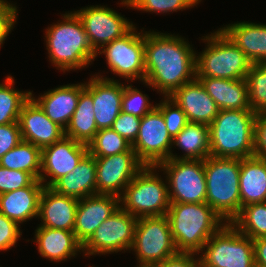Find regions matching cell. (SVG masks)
<instances>
[{
    "mask_svg": "<svg viewBox=\"0 0 266 267\" xmlns=\"http://www.w3.org/2000/svg\"><path fill=\"white\" fill-rule=\"evenodd\" d=\"M183 37L145 31L143 84L169 97L176 89L196 78V52Z\"/></svg>",
    "mask_w": 266,
    "mask_h": 267,
    "instance_id": "obj_1",
    "label": "cell"
},
{
    "mask_svg": "<svg viewBox=\"0 0 266 267\" xmlns=\"http://www.w3.org/2000/svg\"><path fill=\"white\" fill-rule=\"evenodd\" d=\"M62 17L61 22L48 26L45 31L49 60L63 72L88 67L97 52L92 48L81 20L74 11L65 12Z\"/></svg>",
    "mask_w": 266,
    "mask_h": 267,
    "instance_id": "obj_2",
    "label": "cell"
},
{
    "mask_svg": "<svg viewBox=\"0 0 266 267\" xmlns=\"http://www.w3.org/2000/svg\"><path fill=\"white\" fill-rule=\"evenodd\" d=\"M166 216L178 252L202 251L205 243L225 222L206 203H170Z\"/></svg>",
    "mask_w": 266,
    "mask_h": 267,
    "instance_id": "obj_3",
    "label": "cell"
},
{
    "mask_svg": "<svg viewBox=\"0 0 266 267\" xmlns=\"http://www.w3.org/2000/svg\"><path fill=\"white\" fill-rule=\"evenodd\" d=\"M256 112L219 110L209 125L210 155L243 159L254 156Z\"/></svg>",
    "mask_w": 266,
    "mask_h": 267,
    "instance_id": "obj_4",
    "label": "cell"
},
{
    "mask_svg": "<svg viewBox=\"0 0 266 267\" xmlns=\"http://www.w3.org/2000/svg\"><path fill=\"white\" fill-rule=\"evenodd\" d=\"M241 159L209 156L204 160L206 203L226 223H231L241 211Z\"/></svg>",
    "mask_w": 266,
    "mask_h": 267,
    "instance_id": "obj_5",
    "label": "cell"
},
{
    "mask_svg": "<svg viewBox=\"0 0 266 267\" xmlns=\"http://www.w3.org/2000/svg\"><path fill=\"white\" fill-rule=\"evenodd\" d=\"M207 42L202 53H196V77L245 79L252 62L220 29L203 36Z\"/></svg>",
    "mask_w": 266,
    "mask_h": 267,
    "instance_id": "obj_6",
    "label": "cell"
},
{
    "mask_svg": "<svg viewBox=\"0 0 266 267\" xmlns=\"http://www.w3.org/2000/svg\"><path fill=\"white\" fill-rule=\"evenodd\" d=\"M156 169V166H145L120 196V207L136 218L163 216L168 212L167 180L163 181Z\"/></svg>",
    "mask_w": 266,
    "mask_h": 267,
    "instance_id": "obj_7",
    "label": "cell"
},
{
    "mask_svg": "<svg viewBox=\"0 0 266 267\" xmlns=\"http://www.w3.org/2000/svg\"><path fill=\"white\" fill-rule=\"evenodd\" d=\"M200 254L202 267H255L253 240L232 223H225L205 243Z\"/></svg>",
    "mask_w": 266,
    "mask_h": 267,
    "instance_id": "obj_8",
    "label": "cell"
},
{
    "mask_svg": "<svg viewBox=\"0 0 266 267\" xmlns=\"http://www.w3.org/2000/svg\"><path fill=\"white\" fill-rule=\"evenodd\" d=\"M138 267H156L178 253L166 215L138 218L134 242Z\"/></svg>",
    "mask_w": 266,
    "mask_h": 267,
    "instance_id": "obj_9",
    "label": "cell"
},
{
    "mask_svg": "<svg viewBox=\"0 0 266 267\" xmlns=\"http://www.w3.org/2000/svg\"><path fill=\"white\" fill-rule=\"evenodd\" d=\"M156 167L166 174L170 203L206 202L204 160L168 159Z\"/></svg>",
    "mask_w": 266,
    "mask_h": 267,
    "instance_id": "obj_10",
    "label": "cell"
},
{
    "mask_svg": "<svg viewBox=\"0 0 266 267\" xmlns=\"http://www.w3.org/2000/svg\"><path fill=\"white\" fill-rule=\"evenodd\" d=\"M137 221L138 218L119 207L82 245L84 256L131 251Z\"/></svg>",
    "mask_w": 266,
    "mask_h": 267,
    "instance_id": "obj_11",
    "label": "cell"
},
{
    "mask_svg": "<svg viewBox=\"0 0 266 267\" xmlns=\"http://www.w3.org/2000/svg\"><path fill=\"white\" fill-rule=\"evenodd\" d=\"M143 32V33H142ZM98 54H104L108 68L113 74L126 80L145 79L144 31H136L134 26L127 34L105 44Z\"/></svg>",
    "mask_w": 266,
    "mask_h": 267,
    "instance_id": "obj_12",
    "label": "cell"
},
{
    "mask_svg": "<svg viewBox=\"0 0 266 267\" xmlns=\"http://www.w3.org/2000/svg\"><path fill=\"white\" fill-rule=\"evenodd\" d=\"M173 138L166 129L161 111L155 107L141 118L132 149L145 166H157L172 154Z\"/></svg>",
    "mask_w": 266,
    "mask_h": 267,
    "instance_id": "obj_13",
    "label": "cell"
},
{
    "mask_svg": "<svg viewBox=\"0 0 266 267\" xmlns=\"http://www.w3.org/2000/svg\"><path fill=\"white\" fill-rule=\"evenodd\" d=\"M74 12L81 20L89 42L96 52L105 44L123 37L135 25L107 6L93 5Z\"/></svg>",
    "mask_w": 266,
    "mask_h": 267,
    "instance_id": "obj_14",
    "label": "cell"
},
{
    "mask_svg": "<svg viewBox=\"0 0 266 267\" xmlns=\"http://www.w3.org/2000/svg\"><path fill=\"white\" fill-rule=\"evenodd\" d=\"M95 158L97 194L120 197L125 187L145 167L132 148L127 152Z\"/></svg>",
    "mask_w": 266,
    "mask_h": 267,
    "instance_id": "obj_15",
    "label": "cell"
},
{
    "mask_svg": "<svg viewBox=\"0 0 266 267\" xmlns=\"http://www.w3.org/2000/svg\"><path fill=\"white\" fill-rule=\"evenodd\" d=\"M87 153L86 144L66 136L42 148L39 181L45 187H50L57 179L72 172ZM47 177H50L49 180Z\"/></svg>",
    "mask_w": 266,
    "mask_h": 267,
    "instance_id": "obj_16",
    "label": "cell"
},
{
    "mask_svg": "<svg viewBox=\"0 0 266 267\" xmlns=\"http://www.w3.org/2000/svg\"><path fill=\"white\" fill-rule=\"evenodd\" d=\"M125 85L118 80L92 75L85 83V89L93 97V111L98 130L111 128L122 111Z\"/></svg>",
    "mask_w": 266,
    "mask_h": 267,
    "instance_id": "obj_17",
    "label": "cell"
},
{
    "mask_svg": "<svg viewBox=\"0 0 266 267\" xmlns=\"http://www.w3.org/2000/svg\"><path fill=\"white\" fill-rule=\"evenodd\" d=\"M18 123L22 140L40 149L60 141L65 136V130L53 122L32 97L24 103Z\"/></svg>",
    "mask_w": 266,
    "mask_h": 267,
    "instance_id": "obj_18",
    "label": "cell"
},
{
    "mask_svg": "<svg viewBox=\"0 0 266 267\" xmlns=\"http://www.w3.org/2000/svg\"><path fill=\"white\" fill-rule=\"evenodd\" d=\"M119 207L117 195L95 194L79 199L73 230L77 240L83 245Z\"/></svg>",
    "mask_w": 266,
    "mask_h": 267,
    "instance_id": "obj_19",
    "label": "cell"
},
{
    "mask_svg": "<svg viewBox=\"0 0 266 267\" xmlns=\"http://www.w3.org/2000/svg\"><path fill=\"white\" fill-rule=\"evenodd\" d=\"M169 98L185 112L188 122L210 125L219 112L198 78L176 89Z\"/></svg>",
    "mask_w": 266,
    "mask_h": 267,
    "instance_id": "obj_20",
    "label": "cell"
},
{
    "mask_svg": "<svg viewBox=\"0 0 266 267\" xmlns=\"http://www.w3.org/2000/svg\"><path fill=\"white\" fill-rule=\"evenodd\" d=\"M79 200L44 187L39 201V226L73 231Z\"/></svg>",
    "mask_w": 266,
    "mask_h": 267,
    "instance_id": "obj_21",
    "label": "cell"
},
{
    "mask_svg": "<svg viewBox=\"0 0 266 267\" xmlns=\"http://www.w3.org/2000/svg\"><path fill=\"white\" fill-rule=\"evenodd\" d=\"M84 88L85 83L67 84L48 90L36 99L31 92V97L53 122L65 130L77 107L80 92Z\"/></svg>",
    "mask_w": 266,
    "mask_h": 267,
    "instance_id": "obj_22",
    "label": "cell"
},
{
    "mask_svg": "<svg viewBox=\"0 0 266 267\" xmlns=\"http://www.w3.org/2000/svg\"><path fill=\"white\" fill-rule=\"evenodd\" d=\"M44 185L36 179L30 186L0 194V213L19 225L37 218Z\"/></svg>",
    "mask_w": 266,
    "mask_h": 267,
    "instance_id": "obj_23",
    "label": "cell"
},
{
    "mask_svg": "<svg viewBox=\"0 0 266 267\" xmlns=\"http://www.w3.org/2000/svg\"><path fill=\"white\" fill-rule=\"evenodd\" d=\"M34 235L38 252L51 262L66 261L83 250L73 231L38 226Z\"/></svg>",
    "mask_w": 266,
    "mask_h": 267,
    "instance_id": "obj_24",
    "label": "cell"
},
{
    "mask_svg": "<svg viewBox=\"0 0 266 267\" xmlns=\"http://www.w3.org/2000/svg\"><path fill=\"white\" fill-rule=\"evenodd\" d=\"M50 188L78 200L97 194L96 158L87 153L72 172L57 179Z\"/></svg>",
    "mask_w": 266,
    "mask_h": 267,
    "instance_id": "obj_25",
    "label": "cell"
},
{
    "mask_svg": "<svg viewBox=\"0 0 266 267\" xmlns=\"http://www.w3.org/2000/svg\"><path fill=\"white\" fill-rule=\"evenodd\" d=\"M219 110H251L246 79L196 77Z\"/></svg>",
    "mask_w": 266,
    "mask_h": 267,
    "instance_id": "obj_26",
    "label": "cell"
},
{
    "mask_svg": "<svg viewBox=\"0 0 266 267\" xmlns=\"http://www.w3.org/2000/svg\"><path fill=\"white\" fill-rule=\"evenodd\" d=\"M252 63L266 61V24L238 22L219 28Z\"/></svg>",
    "mask_w": 266,
    "mask_h": 267,
    "instance_id": "obj_27",
    "label": "cell"
},
{
    "mask_svg": "<svg viewBox=\"0 0 266 267\" xmlns=\"http://www.w3.org/2000/svg\"><path fill=\"white\" fill-rule=\"evenodd\" d=\"M239 187L241 209L266 202V160L256 156L241 159Z\"/></svg>",
    "mask_w": 266,
    "mask_h": 267,
    "instance_id": "obj_28",
    "label": "cell"
},
{
    "mask_svg": "<svg viewBox=\"0 0 266 267\" xmlns=\"http://www.w3.org/2000/svg\"><path fill=\"white\" fill-rule=\"evenodd\" d=\"M172 145L184 150L183 155L170 154L169 159L205 160L210 156L209 125L188 122L186 126L173 137Z\"/></svg>",
    "mask_w": 266,
    "mask_h": 267,
    "instance_id": "obj_29",
    "label": "cell"
},
{
    "mask_svg": "<svg viewBox=\"0 0 266 267\" xmlns=\"http://www.w3.org/2000/svg\"><path fill=\"white\" fill-rule=\"evenodd\" d=\"M93 111V97L84 88L80 92L77 107L65 129V136L83 144H88L97 133Z\"/></svg>",
    "mask_w": 266,
    "mask_h": 267,
    "instance_id": "obj_30",
    "label": "cell"
},
{
    "mask_svg": "<svg viewBox=\"0 0 266 267\" xmlns=\"http://www.w3.org/2000/svg\"><path fill=\"white\" fill-rule=\"evenodd\" d=\"M0 165L10 170L28 172L39 180L41 149L32 143L21 141L0 159Z\"/></svg>",
    "mask_w": 266,
    "mask_h": 267,
    "instance_id": "obj_31",
    "label": "cell"
},
{
    "mask_svg": "<svg viewBox=\"0 0 266 267\" xmlns=\"http://www.w3.org/2000/svg\"><path fill=\"white\" fill-rule=\"evenodd\" d=\"M0 84V125L18 122L24 103L31 97V91H19L13 88V76H7Z\"/></svg>",
    "mask_w": 266,
    "mask_h": 267,
    "instance_id": "obj_32",
    "label": "cell"
},
{
    "mask_svg": "<svg viewBox=\"0 0 266 267\" xmlns=\"http://www.w3.org/2000/svg\"><path fill=\"white\" fill-rule=\"evenodd\" d=\"M231 223L252 240L266 237V202L242 207L239 215Z\"/></svg>",
    "mask_w": 266,
    "mask_h": 267,
    "instance_id": "obj_33",
    "label": "cell"
},
{
    "mask_svg": "<svg viewBox=\"0 0 266 267\" xmlns=\"http://www.w3.org/2000/svg\"><path fill=\"white\" fill-rule=\"evenodd\" d=\"M87 147L90 155L105 157L127 152L132 148V144L112 128H106L98 130Z\"/></svg>",
    "mask_w": 266,
    "mask_h": 267,
    "instance_id": "obj_34",
    "label": "cell"
},
{
    "mask_svg": "<svg viewBox=\"0 0 266 267\" xmlns=\"http://www.w3.org/2000/svg\"><path fill=\"white\" fill-rule=\"evenodd\" d=\"M245 79L251 110L266 113V61L252 63Z\"/></svg>",
    "mask_w": 266,
    "mask_h": 267,
    "instance_id": "obj_35",
    "label": "cell"
},
{
    "mask_svg": "<svg viewBox=\"0 0 266 267\" xmlns=\"http://www.w3.org/2000/svg\"><path fill=\"white\" fill-rule=\"evenodd\" d=\"M201 0H121V5L139 11L169 13L186 10L197 5Z\"/></svg>",
    "mask_w": 266,
    "mask_h": 267,
    "instance_id": "obj_36",
    "label": "cell"
},
{
    "mask_svg": "<svg viewBox=\"0 0 266 267\" xmlns=\"http://www.w3.org/2000/svg\"><path fill=\"white\" fill-rule=\"evenodd\" d=\"M156 107L149 101V97L139 89L126 85L123 91L122 111L142 118Z\"/></svg>",
    "mask_w": 266,
    "mask_h": 267,
    "instance_id": "obj_37",
    "label": "cell"
},
{
    "mask_svg": "<svg viewBox=\"0 0 266 267\" xmlns=\"http://www.w3.org/2000/svg\"><path fill=\"white\" fill-rule=\"evenodd\" d=\"M156 107L161 111L166 129L172 138L188 123L185 112L169 97H164Z\"/></svg>",
    "mask_w": 266,
    "mask_h": 267,
    "instance_id": "obj_38",
    "label": "cell"
},
{
    "mask_svg": "<svg viewBox=\"0 0 266 267\" xmlns=\"http://www.w3.org/2000/svg\"><path fill=\"white\" fill-rule=\"evenodd\" d=\"M35 180L28 172L10 170L0 165V194L30 186Z\"/></svg>",
    "mask_w": 266,
    "mask_h": 267,
    "instance_id": "obj_39",
    "label": "cell"
},
{
    "mask_svg": "<svg viewBox=\"0 0 266 267\" xmlns=\"http://www.w3.org/2000/svg\"><path fill=\"white\" fill-rule=\"evenodd\" d=\"M140 122L141 118L121 111L111 128L133 144L139 133Z\"/></svg>",
    "mask_w": 266,
    "mask_h": 267,
    "instance_id": "obj_40",
    "label": "cell"
},
{
    "mask_svg": "<svg viewBox=\"0 0 266 267\" xmlns=\"http://www.w3.org/2000/svg\"><path fill=\"white\" fill-rule=\"evenodd\" d=\"M19 226L18 223L0 213V251H7L15 246L22 236Z\"/></svg>",
    "mask_w": 266,
    "mask_h": 267,
    "instance_id": "obj_41",
    "label": "cell"
},
{
    "mask_svg": "<svg viewBox=\"0 0 266 267\" xmlns=\"http://www.w3.org/2000/svg\"><path fill=\"white\" fill-rule=\"evenodd\" d=\"M22 140L18 122L0 125V159Z\"/></svg>",
    "mask_w": 266,
    "mask_h": 267,
    "instance_id": "obj_42",
    "label": "cell"
},
{
    "mask_svg": "<svg viewBox=\"0 0 266 267\" xmlns=\"http://www.w3.org/2000/svg\"><path fill=\"white\" fill-rule=\"evenodd\" d=\"M17 7L7 0H0V47L13 29L18 17Z\"/></svg>",
    "mask_w": 266,
    "mask_h": 267,
    "instance_id": "obj_43",
    "label": "cell"
},
{
    "mask_svg": "<svg viewBox=\"0 0 266 267\" xmlns=\"http://www.w3.org/2000/svg\"><path fill=\"white\" fill-rule=\"evenodd\" d=\"M254 134V156L266 160V113L256 114Z\"/></svg>",
    "mask_w": 266,
    "mask_h": 267,
    "instance_id": "obj_44",
    "label": "cell"
},
{
    "mask_svg": "<svg viewBox=\"0 0 266 267\" xmlns=\"http://www.w3.org/2000/svg\"><path fill=\"white\" fill-rule=\"evenodd\" d=\"M195 253L178 252L158 264L156 267H200V258Z\"/></svg>",
    "mask_w": 266,
    "mask_h": 267,
    "instance_id": "obj_45",
    "label": "cell"
},
{
    "mask_svg": "<svg viewBox=\"0 0 266 267\" xmlns=\"http://www.w3.org/2000/svg\"><path fill=\"white\" fill-rule=\"evenodd\" d=\"M255 265L266 267V237L253 240Z\"/></svg>",
    "mask_w": 266,
    "mask_h": 267,
    "instance_id": "obj_46",
    "label": "cell"
}]
</instances>
